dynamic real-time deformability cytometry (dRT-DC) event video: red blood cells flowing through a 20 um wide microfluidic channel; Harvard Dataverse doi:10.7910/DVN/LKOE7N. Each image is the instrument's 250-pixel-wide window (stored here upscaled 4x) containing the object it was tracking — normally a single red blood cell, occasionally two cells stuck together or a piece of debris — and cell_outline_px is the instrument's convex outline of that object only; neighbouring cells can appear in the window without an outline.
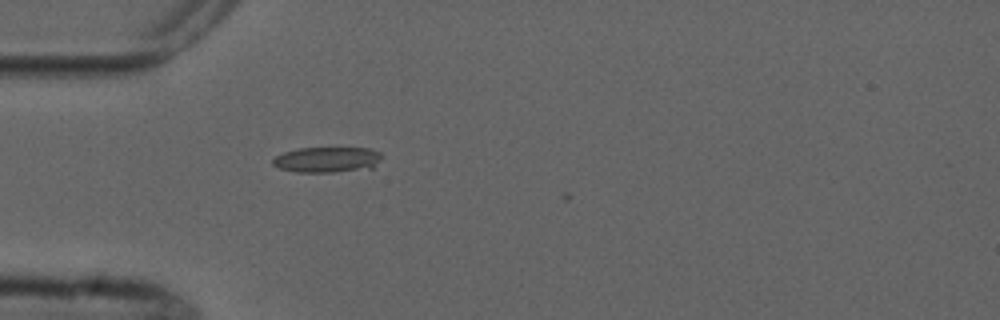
{"species": "common noctule bat (a hibernating species)", "species_latin": "Nyctalus noctula", "temperature_condition": "cold", "stored_images_in_passage": 2, "camera_frame_rate_fps": 3000, "um_per_image_px": 0.085, "animal": {"sex": "male", "forearm_length_mm": 52.5}, "frame": {"image": 1, "passage_image": 2, "time_ms": 1.333, "image_size_px": [1000, 320], "cell_outline_px": [[384, 156], [372, 168], [332, 172], [296, 172], [280, 168], [272, 164], [272, 160], [276, 156], [284, 152], [300, 148], [368, 148], [380, 152]], "centroid_in_image_um": [27.83, 13.57], "position_along_channel_um": 57.2, "area_um2": 16.18}}